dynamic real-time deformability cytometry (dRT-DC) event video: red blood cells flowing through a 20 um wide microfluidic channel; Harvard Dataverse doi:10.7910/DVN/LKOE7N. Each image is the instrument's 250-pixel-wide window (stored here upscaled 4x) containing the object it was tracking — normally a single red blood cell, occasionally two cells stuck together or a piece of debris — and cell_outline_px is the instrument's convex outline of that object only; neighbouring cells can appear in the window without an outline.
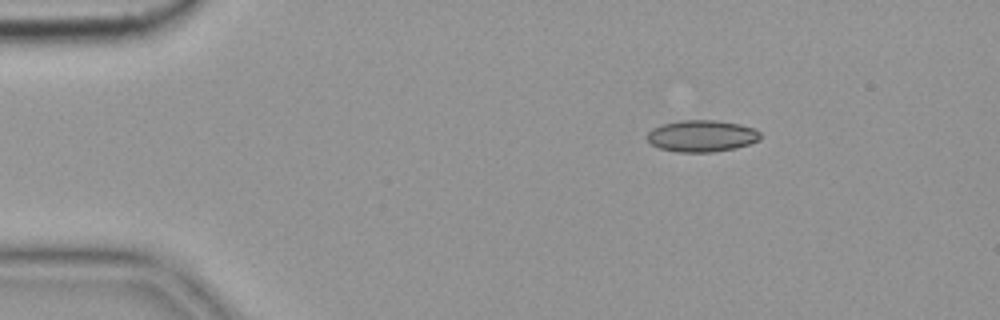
{"species": "common noctule bat (a hibernating species)", "species_latin": "Nyctalus noctula", "temperature_condition": "cold", "stored_images_in_passage": 6, "camera_frame_rate_fps": 3000, "um_per_image_px": 0.085, "animal": {"sex": "female", "body_mass_g": 19.9}, "frame": {"image": 1, "passage_image": 3, "time_ms": 0.667, "image_size_px": [1000, 320], "cell_outline_px": [[760, 140], [736, 148], [712, 152], [680, 152], [660, 148], [652, 144], [644, 136], [652, 128], [660, 124], [680, 120], [716, 120], [740, 124], [752, 128], [760, 132]], "centroid_in_image_um": [59.62, 11.55], "position_along_channel_um": 25.4, "area_um2": 20.98}}